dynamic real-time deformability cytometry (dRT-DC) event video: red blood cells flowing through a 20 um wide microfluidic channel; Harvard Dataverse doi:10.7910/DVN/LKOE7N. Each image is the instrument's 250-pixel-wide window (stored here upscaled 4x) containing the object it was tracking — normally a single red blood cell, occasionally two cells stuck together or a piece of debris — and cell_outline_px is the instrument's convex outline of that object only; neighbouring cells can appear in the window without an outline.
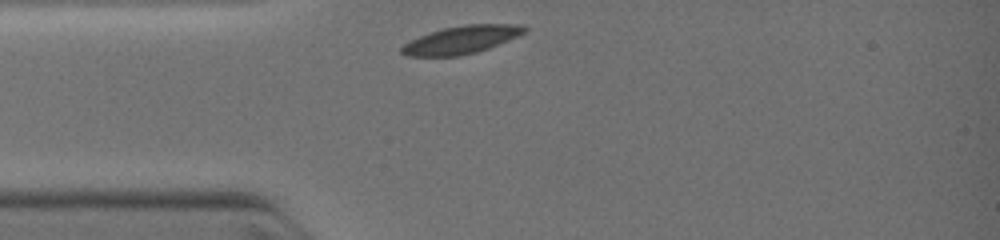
{"species": "common noctule bat (a hibernating species)", "species_latin": "Nyctalus noctula", "temperature_condition": "warm", "stored_images_in_passage": 4, "camera_frame_rate_fps": 3000, "um_per_image_px": 0.085, "animal": {"sex": "female", "body_mass_g": 19.0, "forearm_length_mm": 51.5}, "frame": {"image": 1, "passage_image": 1, "time_ms": 0.0, "image_size_px": [1000, 240], "cell_outline_px": [[528, 28], [524, 32], [516, 36], [488, 48], [476, 52], [460, 56], [404, 56], [400, 52], [400, 48], [404, 44], [420, 36], [444, 28], [464, 24], [520, 24]], "centroid_in_image_um": [39.19, 3.38], "position_along_channel_um": 45.8, "area_um2": 19.65}}
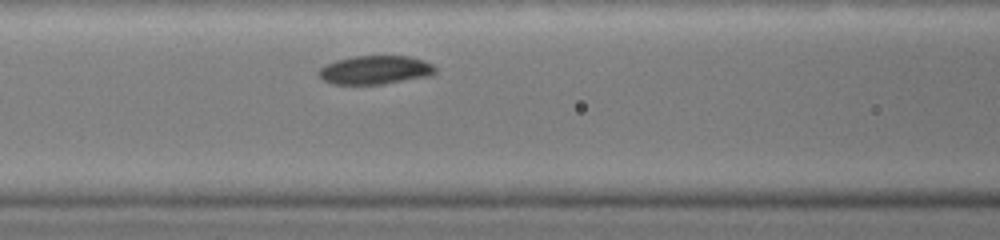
{"frame": {"image": 2, "passage_image": 4, "time_ms": 2.0, "image_size_px": [1000, 240], "cell_outline_px": [[436, 72], [432, 76], [384, 84], [332, 84], [324, 80], [316, 72], [324, 64], [336, 60], [356, 56], [408, 56], [424, 60], [432, 64], [436, 68]], "centroid_in_image_um": [31.91, 5.95], "position_along_channel_um": 134.7, "area_um2": 19.65}}